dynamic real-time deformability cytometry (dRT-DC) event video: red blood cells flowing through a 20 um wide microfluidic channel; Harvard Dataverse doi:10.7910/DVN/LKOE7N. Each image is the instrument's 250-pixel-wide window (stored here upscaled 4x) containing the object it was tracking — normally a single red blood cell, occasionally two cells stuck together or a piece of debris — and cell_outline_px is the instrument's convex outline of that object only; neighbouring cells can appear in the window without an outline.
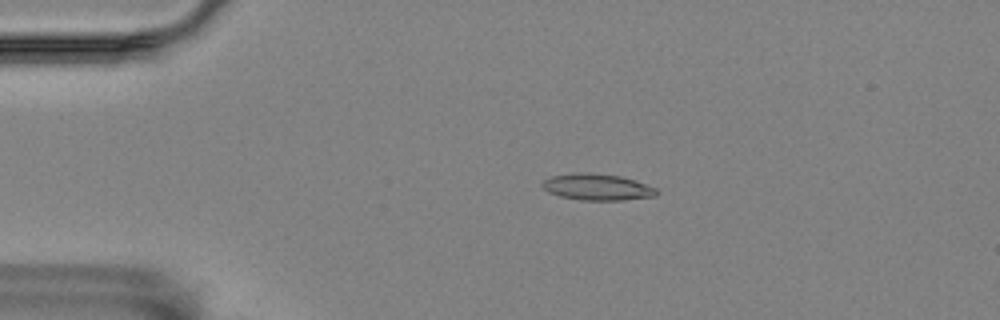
{"species": "Egyptian fruit bat (a non-hibernating species)", "species_latin": "Rousettus aegyptiacus", "temperature_condition": "room temperature", "stored_images_in_passage": 49, "camera_frame_rate_fps": 3000, "um_per_image_px": 0.085, "animal": {"sex": "female"}, "frame": {"image": 1, "passage_image": 4, "time_ms": 1.0, "image_size_px": [1000, 320], "cell_outline_px": [[660, 192], [656, 196], [624, 200], [580, 200], [560, 196], [548, 192], [540, 184], [544, 180], [552, 176], [580, 172], [588, 172], [620, 176], [636, 180], [656, 188]], "centroid_in_image_um": [50.79, 15.9], "position_along_channel_um": 34.2, "area_um2": 17.69}}
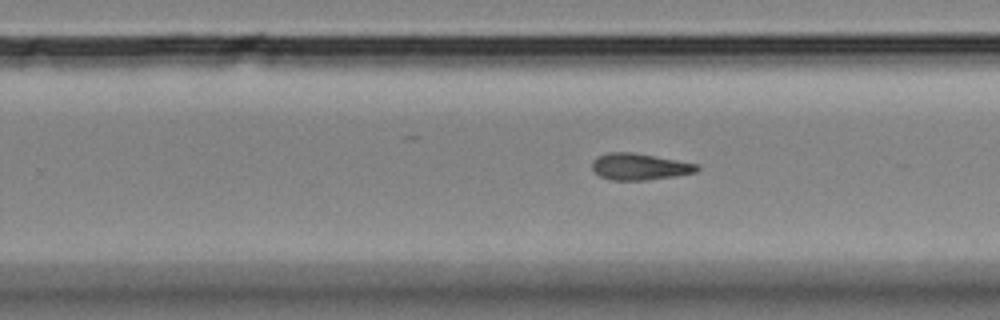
{"frame": {"image": 2, "passage_image": 28, "time_ms": 9.0, "image_size_px": [1000, 320], "cell_outline_px": [[700, 168], [696, 172], [676, 176], [648, 180], [612, 180], [600, 176], [592, 168], [592, 160], [596, 156], [608, 152], [632, 152], [676, 160], [696, 164]], "centroid_in_image_um": [54.33, 14.16], "position_along_channel_um": 275.5, "area_um2": 16.18}}
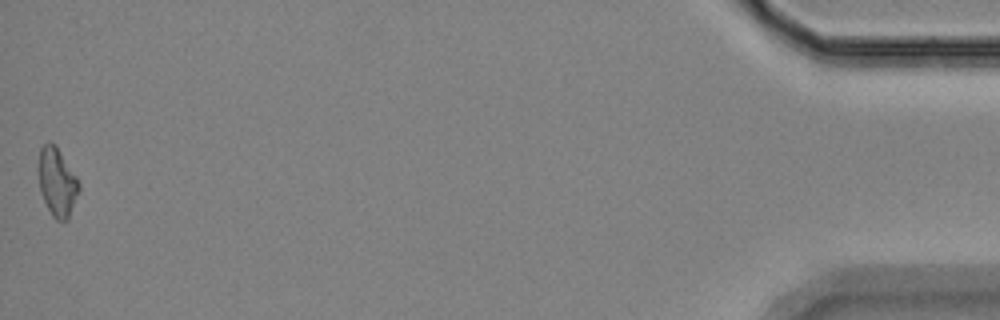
{"frame": {"image": 3, "passage_image": 49, "time_ms": 16.0, "image_size_px": [1000, 320], "cell_outline_px": [[80, 192], [68, 220], [56, 220], [52, 216], [40, 192], [40, 148], [44, 144], [56, 144], [76, 176], [80, 184]], "centroid_in_image_um": [4.9, 15.52], "position_along_channel_um": 430.3, "area_um2": 15.9}, "authors_computed_cell_mechanics": {"area_um2": 16.2418, "velocity_mm_per_s": 3.515, "shape_relaxation_time_tau1_ms": null, "shape_relaxation_time_tau2_ms": 4.3418, "deformation_change_tau1": null, "deformation_change_tau2": 0.1393}}